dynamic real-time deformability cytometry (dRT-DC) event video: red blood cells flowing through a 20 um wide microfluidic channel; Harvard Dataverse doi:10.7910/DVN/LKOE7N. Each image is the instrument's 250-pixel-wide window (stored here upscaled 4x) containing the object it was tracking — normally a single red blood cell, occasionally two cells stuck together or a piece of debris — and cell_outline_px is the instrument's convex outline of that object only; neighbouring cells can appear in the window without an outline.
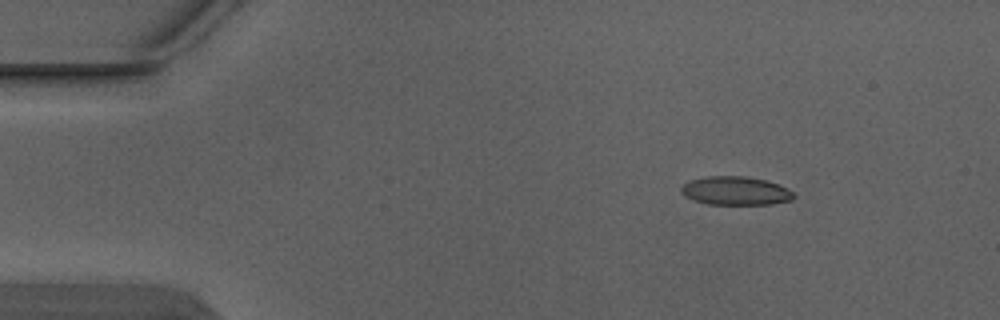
{"species": "Egyptian fruit bat (a non-hibernating species)", "species_latin": "Rousettus aegyptiacus", "temperature_condition": "warm", "stored_images_in_passage": 4, "camera_frame_rate_fps": 3000, "um_per_image_px": 0.085, "animal": {"sex": "male"}, "frame": {"image": 1, "passage_image": 1, "time_ms": 0.0, "image_size_px": [1000, 320], "cell_outline_px": [[796, 196], [792, 200], [772, 204], [708, 204], [692, 200], [684, 196], [680, 192], [680, 188], [688, 180], [708, 176], [744, 176], [768, 180], [788, 188]], "centroid_in_image_um": [62.51, 16.21], "position_along_channel_um": 22.5, "area_um2": 18.96}}
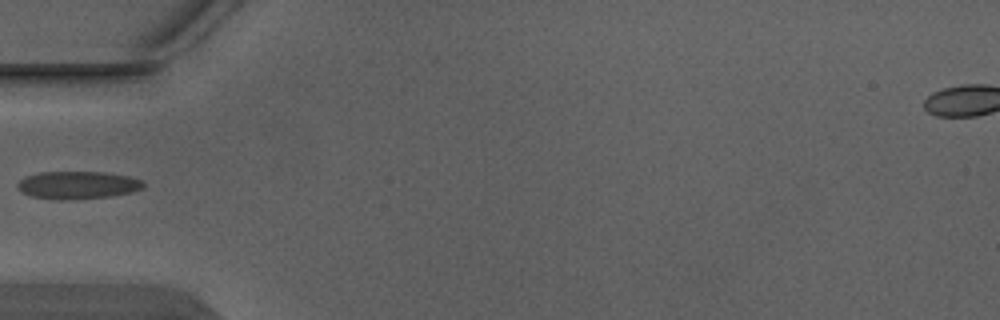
{"frame": {"image": 2, "passage_image": 4, "time_ms": 1.0, "image_size_px": [1000, 320], "cell_outline_px": [[144, 188], [132, 192], [112, 196], [64, 200], [56, 200], [32, 196], [24, 192], [16, 184], [24, 176], [40, 172], [104, 172], [128, 176], [144, 180]], "centroid_in_image_um": [6.64, 15.73], "position_along_channel_um": 78.4, "area_um2": 20.35}}